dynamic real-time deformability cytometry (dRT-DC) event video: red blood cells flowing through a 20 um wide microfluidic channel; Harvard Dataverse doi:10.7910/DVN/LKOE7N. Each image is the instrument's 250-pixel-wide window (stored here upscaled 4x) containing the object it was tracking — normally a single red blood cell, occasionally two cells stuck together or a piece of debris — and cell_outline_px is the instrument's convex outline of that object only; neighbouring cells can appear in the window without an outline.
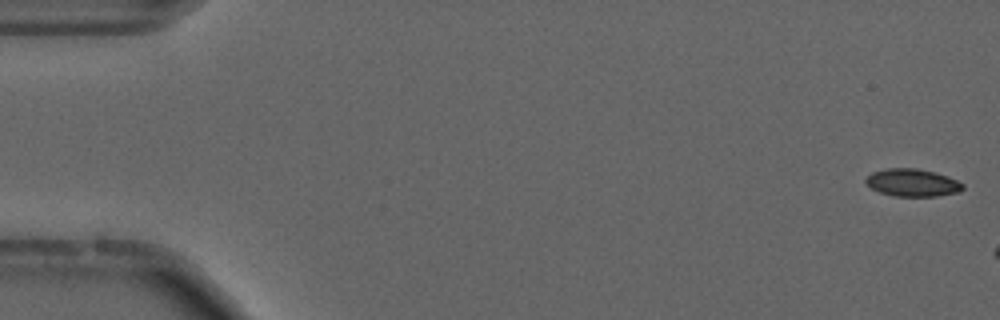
{"species": "common noctule bat (a hibernating species)", "species_latin": "Nyctalus noctula", "temperature_condition": "cold", "stored_images_in_passage": 5, "camera_frame_rate_fps": 3000, "um_per_image_px": 0.085, "animal": {"sex": "male", "forearm_length_mm": 52.5}, "frame": {"image": 1, "passage_image": 1, "time_ms": 0.0, "image_size_px": [1000, 320], "cell_outline_px": [[964, 188], [960, 192], [936, 196], [892, 196], [880, 192], [872, 188], [864, 180], [872, 172], [888, 168], [916, 168], [948, 176], [964, 184]], "centroid_in_image_um": [77.57, 15.53], "position_along_channel_um": 7.4, "area_um2": 15.49}}